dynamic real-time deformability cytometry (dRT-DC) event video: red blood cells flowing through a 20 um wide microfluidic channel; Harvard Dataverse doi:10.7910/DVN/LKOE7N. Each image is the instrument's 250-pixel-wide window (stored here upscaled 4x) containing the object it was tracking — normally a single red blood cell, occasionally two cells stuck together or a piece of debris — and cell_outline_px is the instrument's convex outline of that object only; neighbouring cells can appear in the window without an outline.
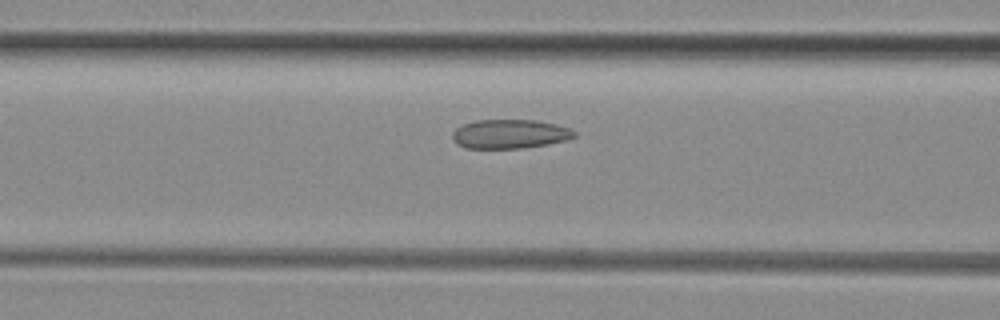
{"species": "common noctule bat (a hibernating species)", "species_latin": "Nyctalus noctula", "temperature_condition": "room temperature", "stored_images_in_passage": 46, "camera_frame_rate_fps": 3000, "um_per_image_px": 0.085, "animal": {"sex": "female", "body_mass_g": 29.2, "forearm_length_mm": 56.3}, "frame": {"image": 1, "passage_image": 16, "time_ms": 5.0, "image_size_px": [1000, 320], "cell_outline_px": [[576, 136], [568, 140], [548, 144], [520, 148], [464, 148], [456, 144], [452, 136], [452, 132], [456, 128], [464, 124], [476, 120], [536, 120], [556, 124], [572, 128], [576, 132]], "centroid_in_image_um": [43.36, 11.39], "position_along_channel_um": 123.2, "area_um2": 20.81}}
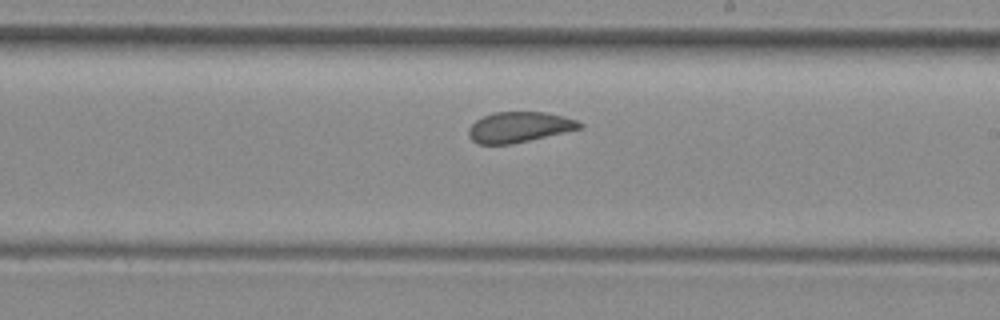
{"frame": {"image": 2, "passage_image": 25, "time_ms": 8.0, "image_size_px": [1000, 320], "cell_outline_px": [[584, 128], [512, 144], [480, 144], [472, 140], [468, 136], [468, 128], [476, 120], [492, 112], [544, 112], [564, 116], [576, 120], [584, 124]], "centroid_in_image_um": [44.15, 10.8], "position_along_channel_um": 244.9, "area_um2": 19.83}}
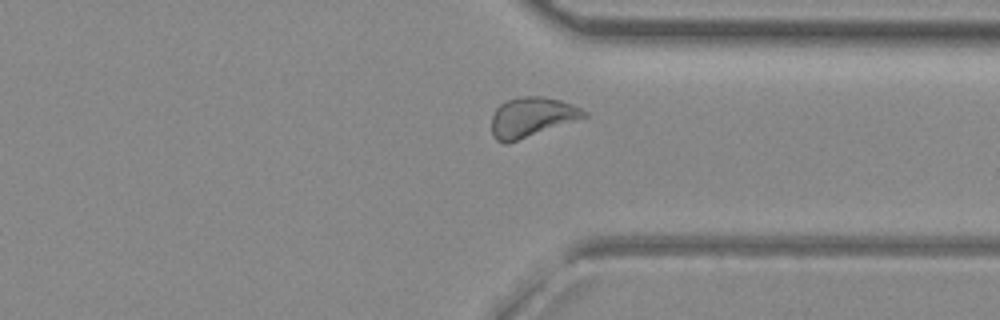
{"frame": {"image": 3, "passage_image": 34, "time_ms": 11.0, "image_size_px": [1000, 320], "cell_outline_px": [[588, 116], [508, 144], [504, 144], [496, 140], [492, 136], [492, 116], [496, 108], [500, 104], [508, 100], [520, 96], [544, 96], [560, 100], [572, 104], [588, 112]], "centroid_in_image_um": [45.18, 9.96], "position_along_channel_um": 366.2, "area_um2": 21.5}, "authors_computed_cell_mechanics": {"area_um2": 21.3571, "velocity_mm_per_s": 4.0618, "shape_relaxation_time_tau1_ms": 8.6426, "shape_relaxation_time_tau2_ms": 1.3053, "deformation_change_tau1": 0.1425, "deformation_change_tau2": 0.0626}}